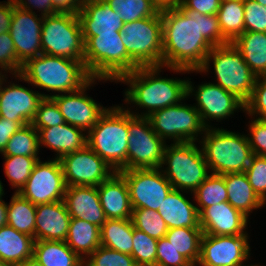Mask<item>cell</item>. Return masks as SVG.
I'll use <instances>...</instances> for the list:
<instances>
[{
	"label": "cell",
	"mask_w": 266,
	"mask_h": 266,
	"mask_svg": "<svg viewBox=\"0 0 266 266\" xmlns=\"http://www.w3.org/2000/svg\"><path fill=\"white\" fill-rule=\"evenodd\" d=\"M162 66L189 73L199 70L215 46L229 44L223 37L217 15L183 10L176 2L162 7Z\"/></svg>",
	"instance_id": "cell-1"
},
{
	"label": "cell",
	"mask_w": 266,
	"mask_h": 266,
	"mask_svg": "<svg viewBox=\"0 0 266 266\" xmlns=\"http://www.w3.org/2000/svg\"><path fill=\"white\" fill-rule=\"evenodd\" d=\"M163 66H140L124 75L118 82L129 85L125 91V102L146 108V113H131L138 117H148L154 111L179 104L195 90L189 80L159 77Z\"/></svg>",
	"instance_id": "cell-2"
},
{
	"label": "cell",
	"mask_w": 266,
	"mask_h": 266,
	"mask_svg": "<svg viewBox=\"0 0 266 266\" xmlns=\"http://www.w3.org/2000/svg\"><path fill=\"white\" fill-rule=\"evenodd\" d=\"M14 77L59 94L79 91L92 79L82 61L44 53L29 59Z\"/></svg>",
	"instance_id": "cell-3"
},
{
	"label": "cell",
	"mask_w": 266,
	"mask_h": 266,
	"mask_svg": "<svg viewBox=\"0 0 266 266\" xmlns=\"http://www.w3.org/2000/svg\"><path fill=\"white\" fill-rule=\"evenodd\" d=\"M84 65L94 79L115 80L140 67L127 53L121 33L83 37Z\"/></svg>",
	"instance_id": "cell-4"
},
{
	"label": "cell",
	"mask_w": 266,
	"mask_h": 266,
	"mask_svg": "<svg viewBox=\"0 0 266 266\" xmlns=\"http://www.w3.org/2000/svg\"><path fill=\"white\" fill-rule=\"evenodd\" d=\"M87 134V145L115 172L127 170V109L121 106L107 108Z\"/></svg>",
	"instance_id": "cell-5"
},
{
	"label": "cell",
	"mask_w": 266,
	"mask_h": 266,
	"mask_svg": "<svg viewBox=\"0 0 266 266\" xmlns=\"http://www.w3.org/2000/svg\"><path fill=\"white\" fill-rule=\"evenodd\" d=\"M201 146L212 174L244 173L253 155L247 135L206 128Z\"/></svg>",
	"instance_id": "cell-6"
},
{
	"label": "cell",
	"mask_w": 266,
	"mask_h": 266,
	"mask_svg": "<svg viewBox=\"0 0 266 266\" xmlns=\"http://www.w3.org/2000/svg\"><path fill=\"white\" fill-rule=\"evenodd\" d=\"M211 62L218 81L215 84L246 103L251 97L257 76L244 61L243 55L232 43L215 46L196 72H208Z\"/></svg>",
	"instance_id": "cell-7"
},
{
	"label": "cell",
	"mask_w": 266,
	"mask_h": 266,
	"mask_svg": "<svg viewBox=\"0 0 266 266\" xmlns=\"http://www.w3.org/2000/svg\"><path fill=\"white\" fill-rule=\"evenodd\" d=\"M195 142L166 145L161 168L173 189L193 193L210 175L202 149ZM188 190V191H187Z\"/></svg>",
	"instance_id": "cell-8"
},
{
	"label": "cell",
	"mask_w": 266,
	"mask_h": 266,
	"mask_svg": "<svg viewBox=\"0 0 266 266\" xmlns=\"http://www.w3.org/2000/svg\"><path fill=\"white\" fill-rule=\"evenodd\" d=\"M42 53L84 63V41L78 15L59 14L43 18Z\"/></svg>",
	"instance_id": "cell-9"
},
{
	"label": "cell",
	"mask_w": 266,
	"mask_h": 266,
	"mask_svg": "<svg viewBox=\"0 0 266 266\" xmlns=\"http://www.w3.org/2000/svg\"><path fill=\"white\" fill-rule=\"evenodd\" d=\"M122 42L139 66H162L163 34L160 12L152 17L125 23Z\"/></svg>",
	"instance_id": "cell-10"
},
{
	"label": "cell",
	"mask_w": 266,
	"mask_h": 266,
	"mask_svg": "<svg viewBox=\"0 0 266 266\" xmlns=\"http://www.w3.org/2000/svg\"><path fill=\"white\" fill-rule=\"evenodd\" d=\"M128 110L127 170L161 168L166 143L153 130L147 117Z\"/></svg>",
	"instance_id": "cell-11"
},
{
	"label": "cell",
	"mask_w": 266,
	"mask_h": 266,
	"mask_svg": "<svg viewBox=\"0 0 266 266\" xmlns=\"http://www.w3.org/2000/svg\"><path fill=\"white\" fill-rule=\"evenodd\" d=\"M147 118L162 140L173 139V143L196 142L206 129L195 106L182 102L154 111Z\"/></svg>",
	"instance_id": "cell-12"
},
{
	"label": "cell",
	"mask_w": 266,
	"mask_h": 266,
	"mask_svg": "<svg viewBox=\"0 0 266 266\" xmlns=\"http://www.w3.org/2000/svg\"><path fill=\"white\" fill-rule=\"evenodd\" d=\"M119 173L127 182L133 209L147 208L158 211L173 189L161 168L121 170Z\"/></svg>",
	"instance_id": "cell-13"
},
{
	"label": "cell",
	"mask_w": 266,
	"mask_h": 266,
	"mask_svg": "<svg viewBox=\"0 0 266 266\" xmlns=\"http://www.w3.org/2000/svg\"><path fill=\"white\" fill-rule=\"evenodd\" d=\"M66 187L61 163L53 158L46 162L38 160L18 193L34 205L49 204L64 200Z\"/></svg>",
	"instance_id": "cell-14"
},
{
	"label": "cell",
	"mask_w": 266,
	"mask_h": 266,
	"mask_svg": "<svg viewBox=\"0 0 266 266\" xmlns=\"http://www.w3.org/2000/svg\"><path fill=\"white\" fill-rule=\"evenodd\" d=\"M66 186H98L115 171L88 145L59 159Z\"/></svg>",
	"instance_id": "cell-15"
},
{
	"label": "cell",
	"mask_w": 266,
	"mask_h": 266,
	"mask_svg": "<svg viewBox=\"0 0 266 266\" xmlns=\"http://www.w3.org/2000/svg\"><path fill=\"white\" fill-rule=\"evenodd\" d=\"M247 235L213 236L201 238L199 266H246L250 257Z\"/></svg>",
	"instance_id": "cell-16"
},
{
	"label": "cell",
	"mask_w": 266,
	"mask_h": 266,
	"mask_svg": "<svg viewBox=\"0 0 266 266\" xmlns=\"http://www.w3.org/2000/svg\"><path fill=\"white\" fill-rule=\"evenodd\" d=\"M96 80L92 78L79 91L49 95L58 105L66 123L76 126L84 131H89L97 122L100 116L107 110L95 100L85 94L87 88ZM102 106V107H101Z\"/></svg>",
	"instance_id": "cell-17"
},
{
	"label": "cell",
	"mask_w": 266,
	"mask_h": 266,
	"mask_svg": "<svg viewBox=\"0 0 266 266\" xmlns=\"http://www.w3.org/2000/svg\"><path fill=\"white\" fill-rule=\"evenodd\" d=\"M43 18L34 12L14 7L10 34L18 61L23 65L29 59L42 54L41 31Z\"/></svg>",
	"instance_id": "cell-18"
},
{
	"label": "cell",
	"mask_w": 266,
	"mask_h": 266,
	"mask_svg": "<svg viewBox=\"0 0 266 266\" xmlns=\"http://www.w3.org/2000/svg\"><path fill=\"white\" fill-rule=\"evenodd\" d=\"M0 80V117L18 121L22 126L32 123L35 118L39 102L49 98V94H42L21 85L10 83L2 87L6 80Z\"/></svg>",
	"instance_id": "cell-19"
},
{
	"label": "cell",
	"mask_w": 266,
	"mask_h": 266,
	"mask_svg": "<svg viewBox=\"0 0 266 266\" xmlns=\"http://www.w3.org/2000/svg\"><path fill=\"white\" fill-rule=\"evenodd\" d=\"M197 111L206 128H210L207 120H223L234 114L237 109L245 111V103L234 94L227 92L215 83H204L195 91ZM209 118V119H208Z\"/></svg>",
	"instance_id": "cell-20"
},
{
	"label": "cell",
	"mask_w": 266,
	"mask_h": 266,
	"mask_svg": "<svg viewBox=\"0 0 266 266\" xmlns=\"http://www.w3.org/2000/svg\"><path fill=\"white\" fill-rule=\"evenodd\" d=\"M248 218L233 208L228 201L206 207L199 213L203 234L213 236L248 235Z\"/></svg>",
	"instance_id": "cell-21"
},
{
	"label": "cell",
	"mask_w": 266,
	"mask_h": 266,
	"mask_svg": "<svg viewBox=\"0 0 266 266\" xmlns=\"http://www.w3.org/2000/svg\"><path fill=\"white\" fill-rule=\"evenodd\" d=\"M78 18L82 37L98 36L99 33H122L124 25L120 14L103 0H85Z\"/></svg>",
	"instance_id": "cell-22"
},
{
	"label": "cell",
	"mask_w": 266,
	"mask_h": 266,
	"mask_svg": "<svg viewBox=\"0 0 266 266\" xmlns=\"http://www.w3.org/2000/svg\"><path fill=\"white\" fill-rule=\"evenodd\" d=\"M70 220L64 200L36 205L35 241H66Z\"/></svg>",
	"instance_id": "cell-23"
},
{
	"label": "cell",
	"mask_w": 266,
	"mask_h": 266,
	"mask_svg": "<svg viewBox=\"0 0 266 266\" xmlns=\"http://www.w3.org/2000/svg\"><path fill=\"white\" fill-rule=\"evenodd\" d=\"M64 202L71 218L88 221L100 228L106 222L96 186L66 187Z\"/></svg>",
	"instance_id": "cell-24"
},
{
	"label": "cell",
	"mask_w": 266,
	"mask_h": 266,
	"mask_svg": "<svg viewBox=\"0 0 266 266\" xmlns=\"http://www.w3.org/2000/svg\"><path fill=\"white\" fill-rule=\"evenodd\" d=\"M97 191L106 219H131L133 208L129 188L119 172L98 185Z\"/></svg>",
	"instance_id": "cell-25"
},
{
	"label": "cell",
	"mask_w": 266,
	"mask_h": 266,
	"mask_svg": "<svg viewBox=\"0 0 266 266\" xmlns=\"http://www.w3.org/2000/svg\"><path fill=\"white\" fill-rule=\"evenodd\" d=\"M84 130L68 123L54 127L42 128L38 131L39 147L47 146L57 152L56 159L84 148L87 145V135Z\"/></svg>",
	"instance_id": "cell-26"
},
{
	"label": "cell",
	"mask_w": 266,
	"mask_h": 266,
	"mask_svg": "<svg viewBox=\"0 0 266 266\" xmlns=\"http://www.w3.org/2000/svg\"><path fill=\"white\" fill-rule=\"evenodd\" d=\"M180 191L172 189L158 209L168 229L201 228L197 206L192 204Z\"/></svg>",
	"instance_id": "cell-27"
},
{
	"label": "cell",
	"mask_w": 266,
	"mask_h": 266,
	"mask_svg": "<svg viewBox=\"0 0 266 266\" xmlns=\"http://www.w3.org/2000/svg\"><path fill=\"white\" fill-rule=\"evenodd\" d=\"M224 182L228 192V203L247 218L252 210L265 205L253 190L245 173L224 174Z\"/></svg>",
	"instance_id": "cell-28"
},
{
	"label": "cell",
	"mask_w": 266,
	"mask_h": 266,
	"mask_svg": "<svg viewBox=\"0 0 266 266\" xmlns=\"http://www.w3.org/2000/svg\"><path fill=\"white\" fill-rule=\"evenodd\" d=\"M34 238L9 225L0 227V259L18 266L33 257Z\"/></svg>",
	"instance_id": "cell-29"
},
{
	"label": "cell",
	"mask_w": 266,
	"mask_h": 266,
	"mask_svg": "<svg viewBox=\"0 0 266 266\" xmlns=\"http://www.w3.org/2000/svg\"><path fill=\"white\" fill-rule=\"evenodd\" d=\"M232 44L257 77L266 76V33L245 31Z\"/></svg>",
	"instance_id": "cell-30"
},
{
	"label": "cell",
	"mask_w": 266,
	"mask_h": 266,
	"mask_svg": "<svg viewBox=\"0 0 266 266\" xmlns=\"http://www.w3.org/2000/svg\"><path fill=\"white\" fill-rule=\"evenodd\" d=\"M65 242L84 261L101 245L100 227L71 218Z\"/></svg>",
	"instance_id": "cell-31"
},
{
	"label": "cell",
	"mask_w": 266,
	"mask_h": 266,
	"mask_svg": "<svg viewBox=\"0 0 266 266\" xmlns=\"http://www.w3.org/2000/svg\"><path fill=\"white\" fill-rule=\"evenodd\" d=\"M33 257L43 266H84V261L65 241H35Z\"/></svg>",
	"instance_id": "cell-32"
},
{
	"label": "cell",
	"mask_w": 266,
	"mask_h": 266,
	"mask_svg": "<svg viewBox=\"0 0 266 266\" xmlns=\"http://www.w3.org/2000/svg\"><path fill=\"white\" fill-rule=\"evenodd\" d=\"M133 229L132 219H106L100 228L101 246L132 255Z\"/></svg>",
	"instance_id": "cell-33"
},
{
	"label": "cell",
	"mask_w": 266,
	"mask_h": 266,
	"mask_svg": "<svg viewBox=\"0 0 266 266\" xmlns=\"http://www.w3.org/2000/svg\"><path fill=\"white\" fill-rule=\"evenodd\" d=\"M7 209V225L35 240L36 205L15 192Z\"/></svg>",
	"instance_id": "cell-34"
},
{
	"label": "cell",
	"mask_w": 266,
	"mask_h": 266,
	"mask_svg": "<svg viewBox=\"0 0 266 266\" xmlns=\"http://www.w3.org/2000/svg\"><path fill=\"white\" fill-rule=\"evenodd\" d=\"M216 15L221 33L229 43L244 33V0L222 1Z\"/></svg>",
	"instance_id": "cell-35"
},
{
	"label": "cell",
	"mask_w": 266,
	"mask_h": 266,
	"mask_svg": "<svg viewBox=\"0 0 266 266\" xmlns=\"http://www.w3.org/2000/svg\"><path fill=\"white\" fill-rule=\"evenodd\" d=\"M201 228H170L165 237L169 243L190 263H198L200 258Z\"/></svg>",
	"instance_id": "cell-36"
},
{
	"label": "cell",
	"mask_w": 266,
	"mask_h": 266,
	"mask_svg": "<svg viewBox=\"0 0 266 266\" xmlns=\"http://www.w3.org/2000/svg\"><path fill=\"white\" fill-rule=\"evenodd\" d=\"M39 148L38 131L30 123L22 126L21 129L10 137L1 154L3 156L35 157L37 160H40L37 156Z\"/></svg>",
	"instance_id": "cell-37"
},
{
	"label": "cell",
	"mask_w": 266,
	"mask_h": 266,
	"mask_svg": "<svg viewBox=\"0 0 266 266\" xmlns=\"http://www.w3.org/2000/svg\"><path fill=\"white\" fill-rule=\"evenodd\" d=\"M113 11L120 14L121 20L130 23L135 20L157 15L161 6L154 0H103Z\"/></svg>",
	"instance_id": "cell-38"
},
{
	"label": "cell",
	"mask_w": 266,
	"mask_h": 266,
	"mask_svg": "<svg viewBox=\"0 0 266 266\" xmlns=\"http://www.w3.org/2000/svg\"><path fill=\"white\" fill-rule=\"evenodd\" d=\"M200 213L204 208L228 200V192L224 182V175L210 174L204 182L193 192Z\"/></svg>",
	"instance_id": "cell-39"
},
{
	"label": "cell",
	"mask_w": 266,
	"mask_h": 266,
	"mask_svg": "<svg viewBox=\"0 0 266 266\" xmlns=\"http://www.w3.org/2000/svg\"><path fill=\"white\" fill-rule=\"evenodd\" d=\"M4 171L12 187L19 192L30 177L34 165L38 161L35 157L4 156Z\"/></svg>",
	"instance_id": "cell-40"
},
{
	"label": "cell",
	"mask_w": 266,
	"mask_h": 266,
	"mask_svg": "<svg viewBox=\"0 0 266 266\" xmlns=\"http://www.w3.org/2000/svg\"><path fill=\"white\" fill-rule=\"evenodd\" d=\"M131 219L135 228L157 240L165 237L168 231L166 223L156 210L133 209Z\"/></svg>",
	"instance_id": "cell-41"
},
{
	"label": "cell",
	"mask_w": 266,
	"mask_h": 266,
	"mask_svg": "<svg viewBox=\"0 0 266 266\" xmlns=\"http://www.w3.org/2000/svg\"><path fill=\"white\" fill-rule=\"evenodd\" d=\"M157 242V239L134 227L131 256L137 266H156Z\"/></svg>",
	"instance_id": "cell-42"
},
{
	"label": "cell",
	"mask_w": 266,
	"mask_h": 266,
	"mask_svg": "<svg viewBox=\"0 0 266 266\" xmlns=\"http://www.w3.org/2000/svg\"><path fill=\"white\" fill-rule=\"evenodd\" d=\"M84 266H137L131 255L99 246L84 259Z\"/></svg>",
	"instance_id": "cell-43"
},
{
	"label": "cell",
	"mask_w": 266,
	"mask_h": 266,
	"mask_svg": "<svg viewBox=\"0 0 266 266\" xmlns=\"http://www.w3.org/2000/svg\"><path fill=\"white\" fill-rule=\"evenodd\" d=\"M66 123L60 109L52 98H43L38 105L33 127L39 131L42 128L54 127Z\"/></svg>",
	"instance_id": "cell-44"
},
{
	"label": "cell",
	"mask_w": 266,
	"mask_h": 266,
	"mask_svg": "<svg viewBox=\"0 0 266 266\" xmlns=\"http://www.w3.org/2000/svg\"><path fill=\"white\" fill-rule=\"evenodd\" d=\"M244 173L255 193L266 204V156L253 154Z\"/></svg>",
	"instance_id": "cell-45"
},
{
	"label": "cell",
	"mask_w": 266,
	"mask_h": 266,
	"mask_svg": "<svg viewBox=\"0 0 266 266\" xmlns=\"http://www.w3.org/2000/svg\"><path fill=\"white\" fill-rule=\"evenodd\" d=\"M266 33V7L255 0H244V32Z\"/></svg>",
	"instance_id": "cell-46"
},
{
	"label": "cell",
	"mask_w": 266,
	"mask_h": 266,
	"mask_svg": "<svg viewBox=\"0 0 266 266\" xmlns=\"http://www.w3.org/2000/svg\"><path fill=\"white\" fill-rule=\"evenodd\" d=\"M245 111L249 116L259 115V120H266V76H258L251 94L245 103Z\"/></svg>",
	"instance_id": "cell-47"
},
{
	"label": "cell",
	"mask_w": 266,
	"mask_h": 266,
	"mask_svg": "<svg viewBox=\"0 0 266 266\" xmlns=\"http://www.w3.org/2000/svg\"><path fill=\"white\" fill-rule=\"evenodd\" d=\"M22 66L23 65L17 59L10 32L0 34V70H5L7 73L9 72L12 75H16L21 72Z\"/></svg>",
	"instance_id": "cell-48"
},
{
	"label": "cell",
	"mask_w": 266,
	"mask_h": 266,
	"mask_svg": "<svg viewBox=\"0 0 266 266\" xmlns=\"http://www.w3.org/2000/svg\"><path fill=\"white\" fill-rule=\"evenodd\" d=\"M189 263L187 259L175 250L166 237L158 239L156 266H186Z\"/></svg>",
	"instance_id": "cell-49"
},
{
	"label": "cell",
	"mask_w": 266,
	"mask_h": 266,
	"mask_svg": "<svg viewBox=\"0 0 266 266\" xmlns=\"http://www.w3.org/2000/svg\"><path fill=\"white\" fill-rule=\"evenodd\" d=\"M247 136L254 155L266 156V120L255 119L249 125Z\"/></svg>",
	"instance_id": "cell-50"
},
{
	"label": "cell",
	"mask_w": 266,
	"mask_h": 266,
	"mask_svg": "<svg viewBox=\"0 0 266 266\" xmlns=\"http://www.w3.org/2000/svg\"><path fill=\"white\" fill-rule=\"evenodd\" d=\"M183 10H195L203 15H216L220 8V0H176Z\"/></svg>",
	"instance_id": "cell-51"
},
{
	"label": "cell",
	"mask_w": 266,
	"mask_h": 266,
	"mask_svg": "<svg viewBox=\"0 0 266 266\" xmlns=\"http://www.w3.org/2000/svg\"><path fill=\"white\" fill-rule=\"evenodd\" d=\"M16 7L33 12V7L41 11L42 17L54 15L52 0H13ZM28 1V2H27Z\"/></svg>",
	"instance_id": "cell-52"
},
{
	"label": "cell",
	"mask_w": 266,
	"mask_h": 266,
	"mask_svg": "<svg viewBox=\"0 0 266 266\" xmlns=\"http://www.w3.org/2000/svg\"><path fill=\"white\" fill-rule=\"evenodd\" d=\"M21 127L22 125L18 121L0 117V154L3 152L10 137Z\"/></svg>",
	"instance_id": "cell-53"
},
{
	"label": "cell",
	"mask_w": 266,
	"mask_h": 266,
	"mask_svg": "<svg viewBox=\"0 0 266 266\" xmlns=\"http://www.w3.org/2000/svg\"><path fill=\"white\" fill-rule=\"evenodd\" d=\"M85 0H52L54 13L78 15Z\"/></svg>",
	"instance_id": "cell-54"
},
{
	"label": "cell",
	"mask_w": 266,
	"mask_h": 266,
	"mask_svg": "<svg viewBox=\"0 0 266 266\" xmlns=\"http://www.w3.org/2000/svg\"><path fill=\"white\" fill-rule=\"evenodd\" d=\"M0 2V34L10 31V25L12 20V14L15 7L13 0Z\"/></svg>",
	"instance_id": "cell-55"
},
{
	"label": "cell",
	"mask_w": 266,
	"mask_h": 266,
	"mask_svg": "<svg viewBox=\"0 0 266 266\" xmlns=\"http://www.w3.org/2000/svg\"><path fill=\"white\" fill-rule=\"evenodd\" d=\"M7 203L0 200V227L7 225Z\"/></svg>",
	"instance_id": "cell-56"
},
{
	"label": "cell",
	"mask_w": 266,
	"mask_h": 266,
	"mask_svg": "<svg viewBox=\"0 0 266 266\" xmlns=\"http://www.w3.org/2000/svg\"><path fill=\"white\" fill-rule=\"evenodd\" d=\"M18 266H43L39 261H37L34 257L26 259L24 262L19 264Z\"/></svg>",
	"instance_id": "cell-57"
},
{
	"label": "cell",
	"mask_w": 266,
	"mask_h": 266,
	"mask_svg": "<svg viewBox=\"0 0 266 266\" xmlns=\"http://www.w3.org/2000/svg\"><path fill=\"white\" fill-rule=\"evenodd\" d=\"M156 1L161 7H166L169 4H173V0H154Z\"/></svg>",
	"instance_id": "cell-58"
},
{
	"label": "cell",
	"mask_w": 266,
	"mask_h": 266,
	"mask_svg": "<svg viewBox=\"0 0 266 266\" xmlns=\"http://www.w3.org/2000/svg\"><path fill=\"white\" fill-rule=\"evenodd\" d=\"M3 194H4L3 185L2 182L0 181V200H2Z\"/></svg>",
	"instance_id": "cell-59"
},
{
	"label": "cell",
	"mask_w": 266,
	"mask_h": 266,
	"mask_svg": "<svg viewBox=\"0 0 266 266\" xmlns=\"http://www.w3.org/2000/svg\"><path fill=\"white\" fill-rule=\"evenodd\" d=\"M0 266H13V265H11V264H9V263H7V262H5V261H2V260L0 259Z\"/></svg>",
	"instance_id": "cell-60"
},
{
	"label": "cell",
	"mask_w": 266,
	"mask_h": 266,
	"mask_svg": "<svg viewBox=\"0 0 266 266\" xmlns=\"http://www.w3.org/2000/svg\"><path fill=\"white\" fill-rule=\"evenodd\" d=\"M255 1L266 7V0H255Z\"/></svg>",
	"instance_id": "cell-61"
},
{
	"label": "cell",
	"mask_w": 266,
	"mask_h": 266,
	"mask_svg": "<svg viewBox=\"0 0 266 266\" xmlns=\"http://www.w3.org/2000/svg\"><path fill=\"white\" fill-rule=\"evenodd\" d=\"M197 265H198V263H189L186 266H197Z\"/></svg>",
	"instance_id": "cell-62"
},
{
	"label": "cell",
	"mask_w": 266,
	"mask_h": 266,
	"mask_svg": "<svg viewBox=\"0 0 266 266\" xmlns=\"http://www.w3.org/2000/svg\"><path fill=\"white\" fill-rule=\"evenodd\" d=\"M4 75L2 74V71H0V80Z\"/></svg>",
	"instance_id": "cell-63"
}]
</instances>
